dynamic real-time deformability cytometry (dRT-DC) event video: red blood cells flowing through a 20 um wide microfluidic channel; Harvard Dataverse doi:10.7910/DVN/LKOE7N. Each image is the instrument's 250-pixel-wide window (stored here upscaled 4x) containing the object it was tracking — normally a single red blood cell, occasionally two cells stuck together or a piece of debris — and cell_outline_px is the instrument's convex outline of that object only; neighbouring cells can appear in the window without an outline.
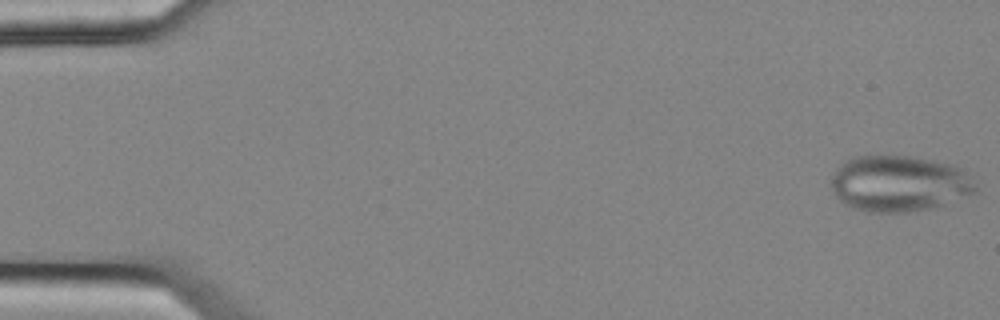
{"species": "common noctule bat (a hibernating species)", "species_latin": "Nyctalus noctula", "temperature_condition": "cold", "stored_images_in_passage": 4, "camera_frame_rate_fps": 3000, "um_per_image_px": 0.085, "animal": {"sex": "female", "body_mass_g": 25.1}, "frame": {"image": 1, "passage_image": 1, "time_ms": 0.0, "image_size_px": [1000, 320], "cell_outline_px": [[976, 188], [972, 192], [940, 208], [908, 212], [868, 212], [852, 208], [844, 204], [836, 196], [832, 188], [832, 176], [836, 168], [840, 164], [856, 156], [908, 156], [932, 160], [948, 164], [960, 168], [964, 172]], "centroid_in_image_um": [76.38, 15.63], "position_along_channel_um": 8.6, "area_um2": 46.93}}